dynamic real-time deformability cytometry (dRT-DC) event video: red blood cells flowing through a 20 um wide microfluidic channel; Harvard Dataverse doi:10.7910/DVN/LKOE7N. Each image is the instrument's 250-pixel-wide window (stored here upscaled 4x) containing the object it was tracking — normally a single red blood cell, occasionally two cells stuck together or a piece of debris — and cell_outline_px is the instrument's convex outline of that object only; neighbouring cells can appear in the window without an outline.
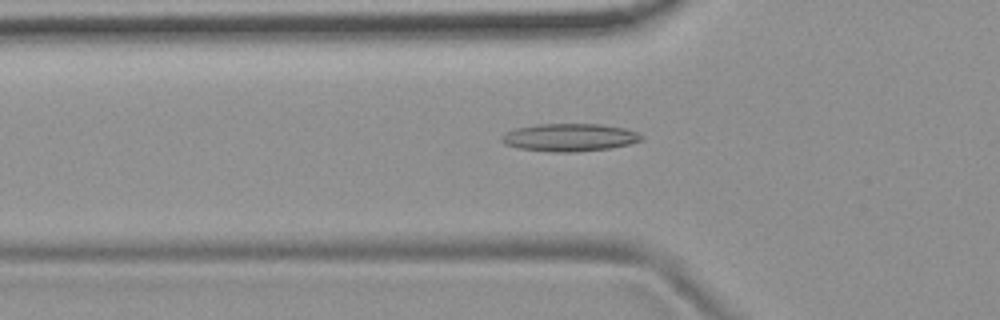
{"species": "common noctule bat (a hibernating species)", "species_latin": "Nyctalus noctula", "temperature_condition": "room temperature", "stored_images_in_passage": 54, "camera_frame_rate_fps": 3000, "um_per_image_px": 0.085, "animal": {"sex": "female", "body_mass_g": 19.9}, "frame": {"image": 1, "passage_image": 18, "time_ms": 5.667, "image_size_px": [1000, 320], "cell_outline_px": [[644, 140], [628, 144], [608, 148], [576, 152], [552, 152], [516, 148], [504, 144], [500, 140], [500, 136], [516, 128], [536, 124], [600, 124], [624, 128], [636, 132], [644, 136]], "centroid_in_image_um": [48.39, 11.68], "position_along_channel_um": 77.4, "area_um2": 22.66}}
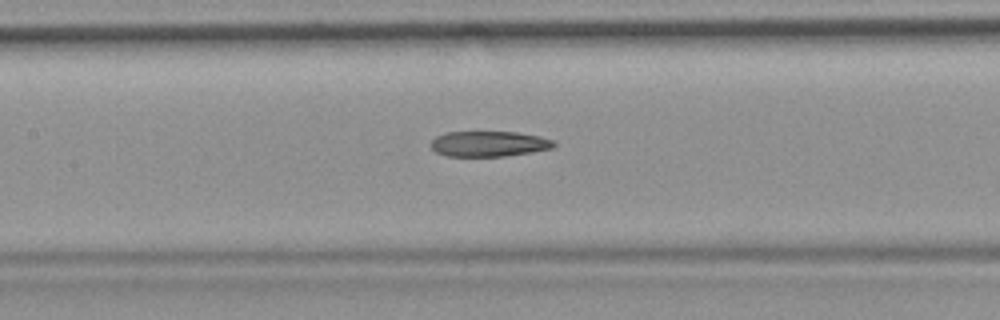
{"frame": {"image": 2, "passage_image": 25, "time_ms": 8.0, "image_size_px": [1000, 320], "cell_outline_px": [[556, 144], [552, 148], [532, 152], [504, 156], [448, 156], [436, 152], [428, 144], [436, 136], [444, 132], [516, 132], [540, 136], [556, 140]], "centroid_in_image_um": [41.56, 12.22], "position_along_channel_um": 165.8, "area_um2": 18.38}}
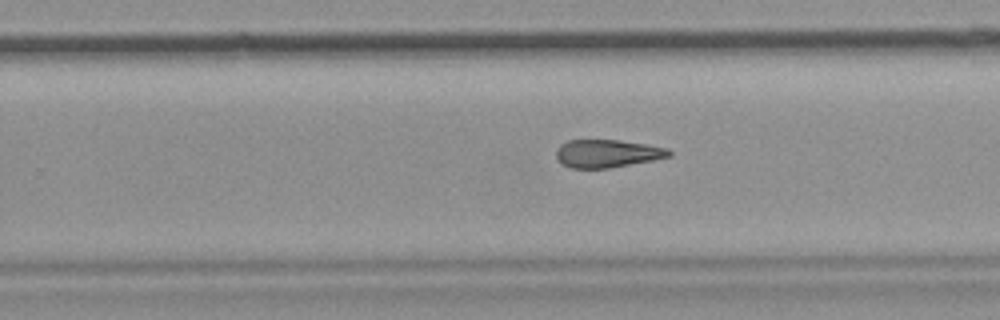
{"frame": {"image": 3, "passage_image": 34, "time_ms": 11.0, "image_size_px": [1000, 320], "cell_outline_px": [[672, 156], [652, 160], [608, 168], [568, 168], [560, 164], [556, 160], [556, 148], [560, 144], [568, 140], [620, 140], [668, 148], [672, 152]], "centroid_in_image_um": [51.56, 13.05], "position_along_channel_um": 278.2, "area_um2": 18.5}, "authors_computed_cell_mechanics": {"area_um2": 19.6231, "velocity_mm_per_s": 3.7602, "shape_relaxation_time_tau1_ms": null, "shape_relaxation_time_tau2_ms": 4.5909, "deformation_change_tau1": null, "deformation_change_tau2": 0.156}}